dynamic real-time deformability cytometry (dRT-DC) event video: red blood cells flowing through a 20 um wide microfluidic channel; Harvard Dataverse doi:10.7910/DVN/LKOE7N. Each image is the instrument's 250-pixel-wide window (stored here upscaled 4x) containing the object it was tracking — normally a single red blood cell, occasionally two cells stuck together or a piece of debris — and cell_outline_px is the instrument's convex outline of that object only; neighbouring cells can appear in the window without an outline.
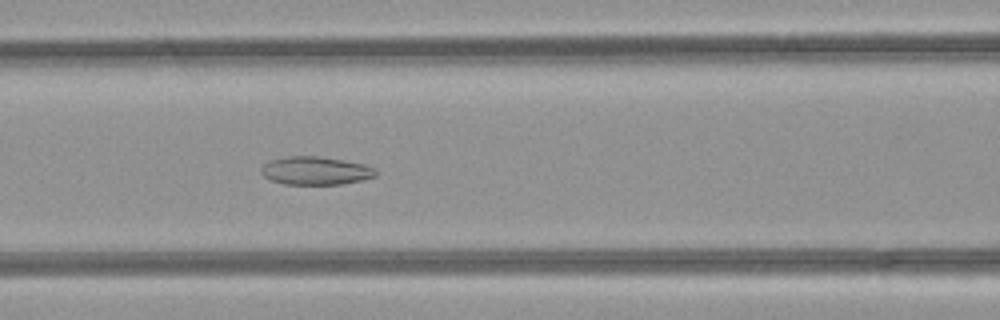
{"species": "common noctule bat (a hibernating species)", "species_latin": "Nyctalus noctula", "temperature_condition": "room temperature", "stored_images_in_passage": 31, "camera_frame_rate_fps": 3000, "um_per_image_px": 0.085, "animal": {"sex": "female", "body_mass_g": 21.9}, "frame": {"image": 1, "passage_image": 10, "time_ms": 3.0, "image_size_px": [1000, 320], "cell_outline_px": [[376, 176], [364, 180], [340, 184], [284, 184], [272, 180], [264, 176], [260, 172], [260, 168], [268, 160], [288, 156], [320, 156], [344, 160], [364, 164], [376, 168]], "centroid_in_image_um": [26.83, 14.5], "position_along_channel_um": 139.8, "area_um2": 18.96}}
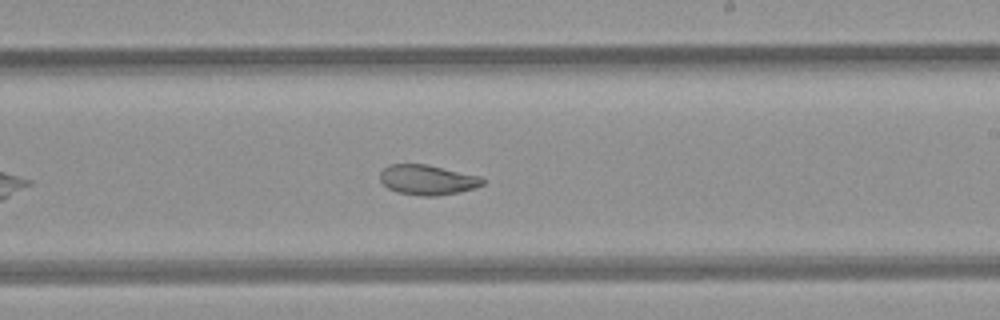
{"frame": {"image": 2, "passage_image": 18, "time_ms": 5.667, "image_size_px": [1000, 320], "cell_outline_px": [[484, 184], [476, 188], [460, 192], [436, 196], [424, 196], [396, 192], [388, 188], [380, 180], [380, 172], [388, 164], [428, 164], [480, 176], [484, 180]], "centroid_in_image_um": [36.34, 15.28], "position_along_channel_um": 252.7, "area_um2": 18.09}}
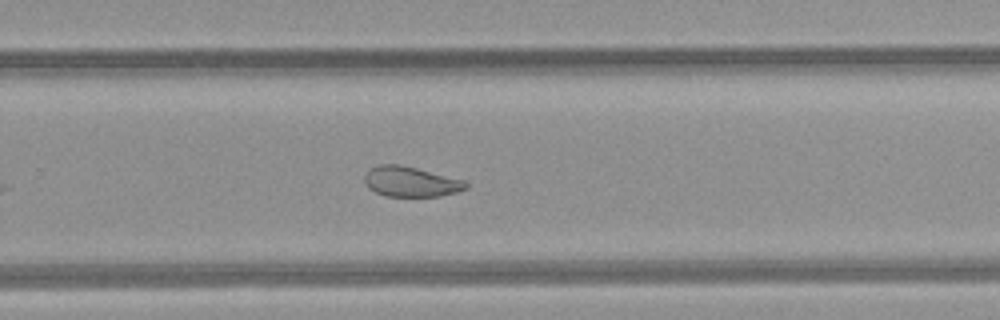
{"frame": {"image": 3, "passage_image": 21, "time_ms": 6.667, "image_size_px": [1000, 320], "cell_outline_px": [[468, 188], [456, 192], [440, 196], [384, 196], [368, 188], [364, 180], [364, 176], [372, 168], [380, 164], [400, 164], [468, 180]], "centroid_in_image_um": [34.97, 15.44], "position_along_channel_um": 294.8, "area_um2": 17.98}, "authors_computed_cell_mechanics": {"area_um2": 18.9584, "velocity_mm_per_s": 4.2458, "shape_relaxation_time_tau1_ms": null, "shape_relaxation_time_tau2_ms": 2.7667, "deformation_change_tau1": null, "deformation_change_tau2": 0.0923}}